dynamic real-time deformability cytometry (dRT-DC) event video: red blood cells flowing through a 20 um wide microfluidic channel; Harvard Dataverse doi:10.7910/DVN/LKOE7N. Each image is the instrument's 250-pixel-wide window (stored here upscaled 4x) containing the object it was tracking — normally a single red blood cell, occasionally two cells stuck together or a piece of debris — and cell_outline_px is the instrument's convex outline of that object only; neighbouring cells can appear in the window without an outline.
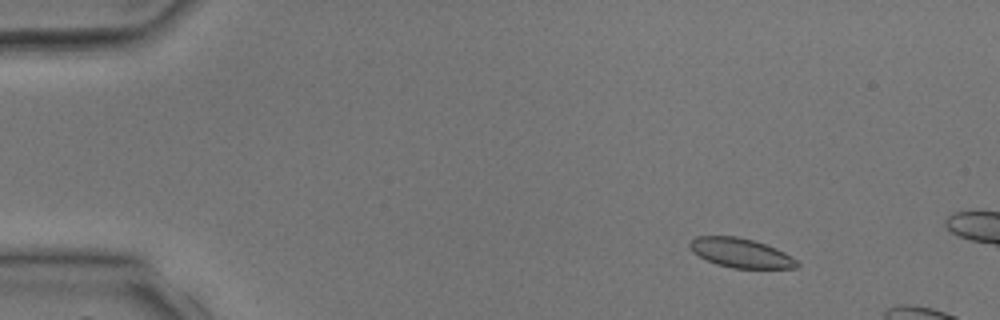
{"species": "common noctule bat (a hibernating species)", "species_latin": "Nyctalus noctula", "temperature_condition": "room temperature", "stored_images_in_passage": 4, "camera_frame_rate_fps": 3000, "um_per_image_px": 0.085, "animal": {"sex": "male", "body_mass_g": 17.9, "forearm_length_mm": 54.2}, "frame": {"image": 1, "passage_image": 2, "time_ms": 1.333, "image_size_px": [1000, 320], "cell_outline_px": [[800, 264], [796, 268], [732, 268], [716, 264], [692, 252], [688, 248], [688, 244], [696, 236], [736, 236], [752, 240], [776, 248], [784, 252], [796, 260]], "centroid_in_image_um": [62.93, 21.5], "position_along_channel_um": 22.1, "area_um2": 18.21}}